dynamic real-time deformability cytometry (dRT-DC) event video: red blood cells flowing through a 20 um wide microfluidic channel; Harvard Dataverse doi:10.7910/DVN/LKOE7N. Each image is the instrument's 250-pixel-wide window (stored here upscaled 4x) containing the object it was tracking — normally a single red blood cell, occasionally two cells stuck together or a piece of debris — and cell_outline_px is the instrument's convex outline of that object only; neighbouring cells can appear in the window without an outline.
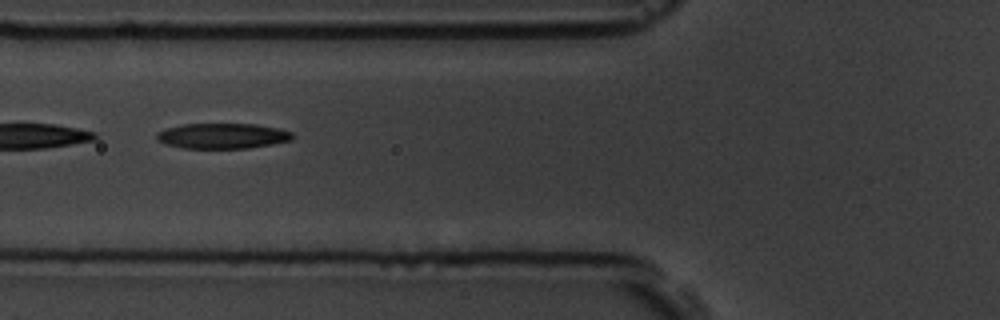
{"species": "common noctule bat (a hibernating species)", "species_latin": "Nyctalus noctula", "temperature_condition": "room temperature", "stored_images_in_passage": 12, "camera_frame_rate_fps": 3000, "um_per_image_px": 0.085, "animal": {"sex": "male", "body_mass_g": 19.5, "forearm_length_mm": 54.6}, "frame": {"image": 1, "passage_image": 3, "time_ms": 2.333, "image_size_px": [1000, 320], "cell_outline_px": [[292, 140], [272, 144], [248, 148], [184, 148], [164, 144], [156, 140], [156, 132], [168, 128], [184, 124], [256, 124], [280, 128], [292, 132]], "centroid_in_image_um": [18.9, 11.55], "position_along_channel_um": 106.9, "area_um2": 20.11}}
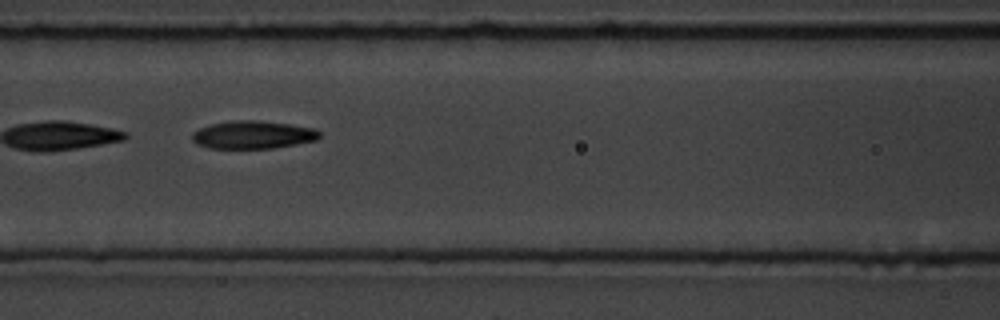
{"frame": {"image": 2, "passage_image": 4, "time_ms": 3.333, "image_size_px": [1000, 320], "cell_outline_px": [[320, 136], [316, 140], [296, 144], [272, 148], [208, 148], [196, 144], [192, 140], [192, 132], [200, 128], [212, 124], [236, 120], [256, 120], [288, 124], [316, 128], [320, 132]], "centroid_in_image_um": [21.49, 11.46], "position_along_channel_um": 145.1, "area_um2": 20.63}}
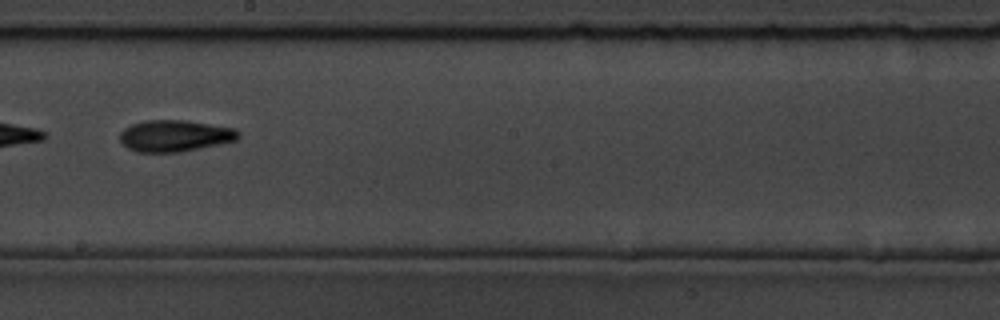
{"frame": {"image": 3, "passage_image": 6, "time_ms": 5.667, "image_size_px": [1000, 320], "cell_outline_px": [[240, 136], [236, 140], [220, 144], [180, 152], [136, 152], [128, 148], [120, 140], [120, 132], [124, 128], [132, 124], [144, 120], [184, 120], [236, 128], [240, 132]], "centroid_in_image_um": [14.87, 11.54], "position_along_channel_um": 233.3, "area_um2": 21.85}, "authors_computed_cell_mechanics": {"area_um2": 20.6635, "velocity_mm_per_s": 3.7992, "shape_relaxation_time_tau1_ms": 2.8996, "shape_relaxation_time_tau2_ms": 2.2461, "deformation_change_tau1": 0.1366, "deformation_change_tau2": 0.1087}}